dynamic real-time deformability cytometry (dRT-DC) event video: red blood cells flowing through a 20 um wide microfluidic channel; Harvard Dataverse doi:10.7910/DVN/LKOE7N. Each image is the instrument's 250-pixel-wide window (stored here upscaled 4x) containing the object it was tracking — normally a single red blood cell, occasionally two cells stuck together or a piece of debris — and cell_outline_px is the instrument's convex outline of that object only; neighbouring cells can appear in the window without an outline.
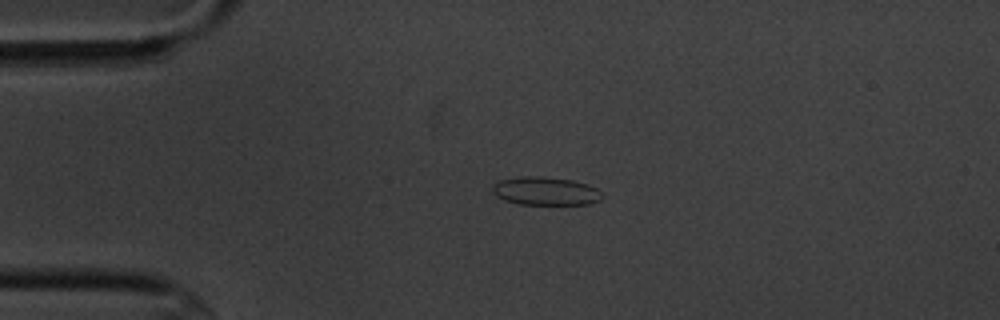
{"species": "common noctule bat (a hibernating species)", "species_latin": "Nyctalus noctula", "temperature_condition": "cold", "stored_images_in_passage": 5, "camera_frame_rate_fps": 3000, "um_per_image_px": 0.085, "animal": {"sex": "male", "body_mass_g": 20.1, "forearm_length_mm": 53.5}, "frame": {"image": 1, "passage_image": 3, "time_ms": 2.333, "image_size_px": [1000, 320], "cell_outline_px": [[604, 196], [600, 200], [592, 204], [520, 204], [504, 200], [496, 196], [492, 192], [492, 188], [500, 180], [524, 176], [540, 176], [572, 180], [588, 184], [596, 188]], "centroid_in_image_um": [46.4, 16.25], "position_along_channel_um": 38.6, "area_um2": 18.03}}
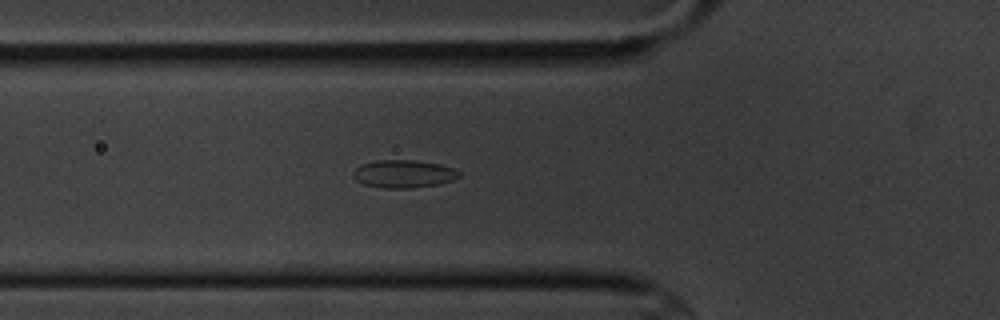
{"frame": {"image": 2, "passage_image": 5, "time_ms": 4.667, "image_size_px": [1000, 320], "cell_outline_px": [[460, 176], [452, 180], [440, 184], [412, 188], [380, 188], [364, 184], [356, 180], [352, 176], [352, 172], [360, 164], [376, 160], [412, 160], [440, 164], [452, 168], [460, 172]], "centroid_in_image_um": [34.27, 14.78], "position_along_channel_um": 91.5, "area_um2": 17.28}}